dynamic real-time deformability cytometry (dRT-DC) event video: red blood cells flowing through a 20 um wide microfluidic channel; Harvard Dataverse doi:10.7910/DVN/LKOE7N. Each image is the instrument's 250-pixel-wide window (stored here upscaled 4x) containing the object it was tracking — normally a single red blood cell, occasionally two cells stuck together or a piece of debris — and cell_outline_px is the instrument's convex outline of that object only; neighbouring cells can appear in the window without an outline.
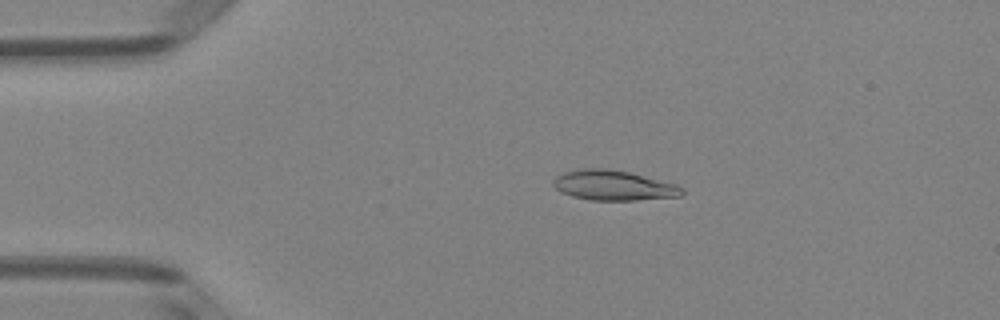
{"species": "Egyptian fruit bat (a non-hibernating species)", "species_latin": "Rousettus aegyptiacus", "temperature_condition": "room temperature", "stored_images_in_passage": 3, "camera_frame_rate_fps": 3000, "um_per_image_px": 0.085, "animal": {"sex": "female"}, "frame": {"image": 1, "passage_image": 2, "time_ms": 0.333, "image_size_px": [1000, 320], "cell_outline_px": [[684, 192], [680, 196], [636, 200], [592, 200], [572, 196], [560, 192], [552, 184], [552, 180], [556, 176], [564, 172], [580, 168], [608, 168], [628, 172], [676, 184], [684, 188]], "centroid_in_image_um": [52.12, 15.75], "position_along_channel_um": 32.9, "area_um2": 22.54}}